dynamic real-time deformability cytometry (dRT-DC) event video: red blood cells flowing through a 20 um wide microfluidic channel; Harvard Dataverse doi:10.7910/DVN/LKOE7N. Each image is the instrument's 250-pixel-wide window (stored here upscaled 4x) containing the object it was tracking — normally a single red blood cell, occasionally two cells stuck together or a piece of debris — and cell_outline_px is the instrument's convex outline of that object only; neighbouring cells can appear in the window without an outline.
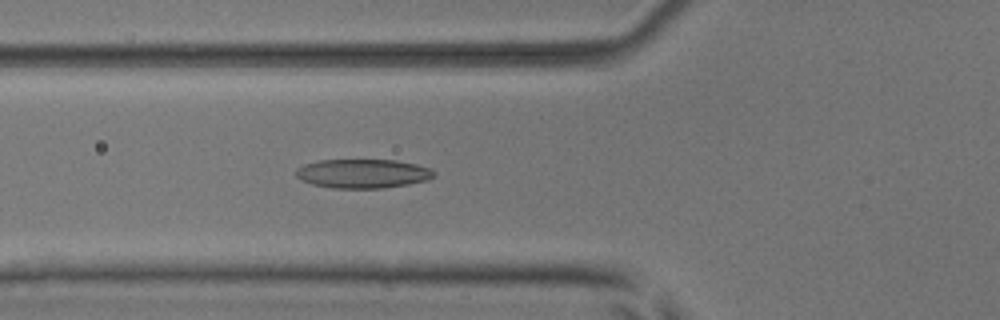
{"species": "common noctule bat (a hibernating species)", "species_latin": "Nyctalus noctula", "temperature_condition": "room temperature", "stored_images_in_passage": 35, "camera_frame_rate_fps": 3000, "um_per_image_px": 0.085, "animal": {"sex": "male", "body_mass_g": 17.9, "forearm_length_mm": 54.2}, "frame": {"image": 1, "passage_image": 8, "time_ms": 2.333, "image_size_px": [1000, 320], "cell_outline_px": [[436, 176], [424, 180], [408, 184], [384, 188], [332, 188], [312, 184], [300, 180], [296, 176], [296, 168], [304, 164], [320, 160], [396, 160], [416, 164], [432, 168], [436, 172]], "centroid_in_image_um": [30.84, 14.75], "position_along_channel_um": 95.0, "area_um2": 23.47}}
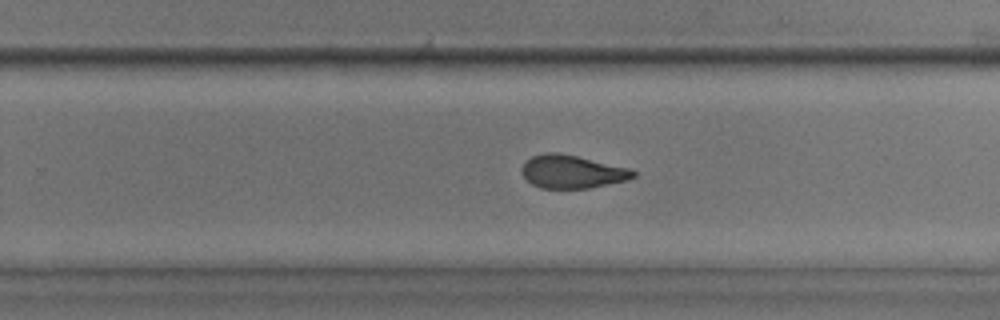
{"frame": {"image": 2, "passage_image": 22, "time_ms": 7.0, "image_size_px": [1000, 320], "cell_outline_px": [[636, 176], [628, 180], [588, 188], [540, 188], [532, 184], [524, 176], [524, 160], [532, 156], [544, 152], [556, 152], [576, 156], [632, 168], [636, 172]], "centroid_in_image_um": [48.67, 14.59], "position_along_channel_um": 281.1, "area_um2": 21.44}}
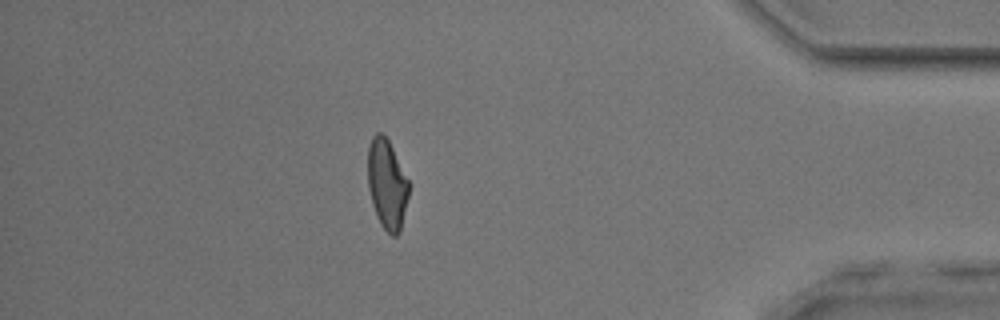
{"frame": {"image": 3, "passage_image": 34, "time_ms": 11.0, "image_size_px": [1000, 320], "cell_outline_px": [[408, 196], [400, 232], [396, 236], [392, 236], [380, 224], [376, 216], [372, 204], [368, 188], [368, 144], [372, 136], [376, 132], [384, 132], [408, 180]], "centroid_in_image_um": [32.87, 15.64], "position_along_channel_um": 402.3, "area_um2": 21.39}}